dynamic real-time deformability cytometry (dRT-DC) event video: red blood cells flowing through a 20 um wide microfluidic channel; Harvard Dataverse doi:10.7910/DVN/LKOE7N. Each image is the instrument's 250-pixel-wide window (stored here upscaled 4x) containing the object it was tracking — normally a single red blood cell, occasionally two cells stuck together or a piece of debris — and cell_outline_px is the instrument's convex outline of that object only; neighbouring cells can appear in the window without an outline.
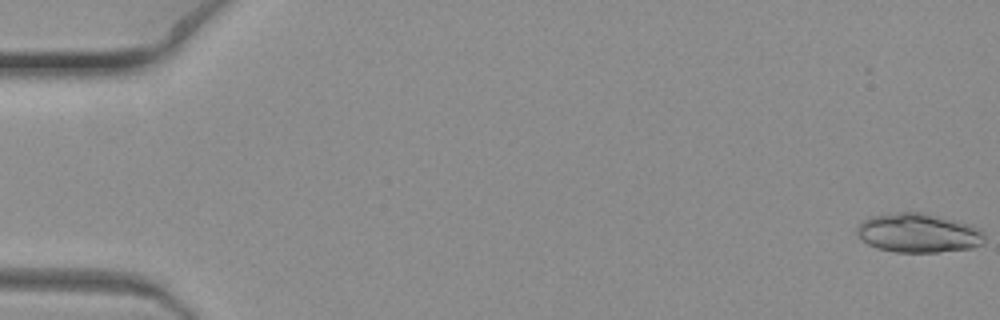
{"species": "common noctule bat (a hibernating species)", "species_latin": "Nyctalus noctula", "temperature_condition": "warm", "stored_images_in_passage": 8, "camera_frame_rate_fps": 3000, "um_per_image_px": 0.085, "animal": {"sex": "female", "body_mass_g": 19.3, "forearm_length_mm": 54.1}, "frame": {"image": 1, "passage_image": 1, "time_ms": 0.0, "image_size_px": [1000, 320], "cell_outline_px": [[984, 244], [972, 248], [936, 252], [896, 252], [876, 248], [868, 244], [856, 232], [856, 228], [868, 216], [896, 212], [920, 212], [956, 220], [972, 224], [980, 228], [984, 232]], "centroid_in_image_um": [78.09, 19.8], "position_along_channel_um": 6.9, "area_um2": 29.3}}